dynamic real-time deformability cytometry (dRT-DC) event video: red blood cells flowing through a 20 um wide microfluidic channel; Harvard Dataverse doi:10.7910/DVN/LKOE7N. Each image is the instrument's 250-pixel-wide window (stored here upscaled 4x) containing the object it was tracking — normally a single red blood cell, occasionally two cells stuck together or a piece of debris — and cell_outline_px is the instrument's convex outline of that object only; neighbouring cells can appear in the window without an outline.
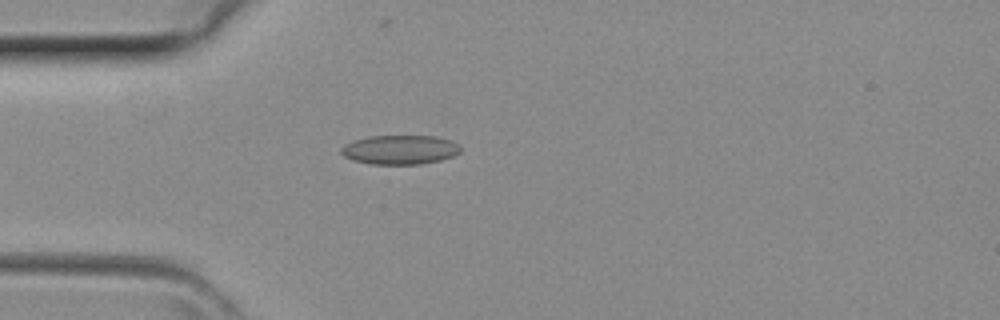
{"species": "common noctule bat (a hibernating species)", "species_latin": "Nyctalus noctula", "temperature_condition": "room temperature", "stored_images_in_passage": 40, "camera_frame_rate_fps": 3000, "um_per_image_px": 0.085, "animal": {"sex": "female", "body_mass_g": 29.2, "forearm_length_mm": 56.3}, "frame": {"image": 1, "passage_image": 10, "time_ms": 3.0, "image_size_px": [1000, 320], "cell_outline_px": [[460, 152], [452, 156], [440, 160], [420, 164], [372, 164], [352, 160], [344, 156], [340, 152], [340, 148], [344, 144], [352, 140], [368, 136], [440, 136], [452, 140], [460, 144]], "centroid_in_image_um": [33.99, 12.71], "position_along_channel_um": 51.0, "area_um2": 20.58}}
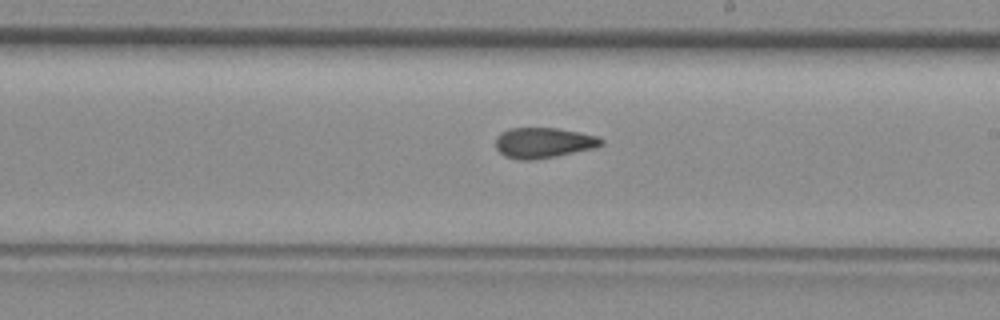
{"frame": {"image": 2, "passage_image": 22, "time_ms": 7.0, "image_size_px": [1000, 320], "cell_outline_px": [[604, 144], [596, 148], [556, 156], [532, 160], [520, 160], [504, 156], [496, 148], [496, 136], [500, 132], [512, 128], [556, 128], [580, 132], [596, 136], [604, 140]], "centroid_in_image_um": [46.2, 12.14], "position_along_channel_um": 242.8, "area_um2": 18.84}}
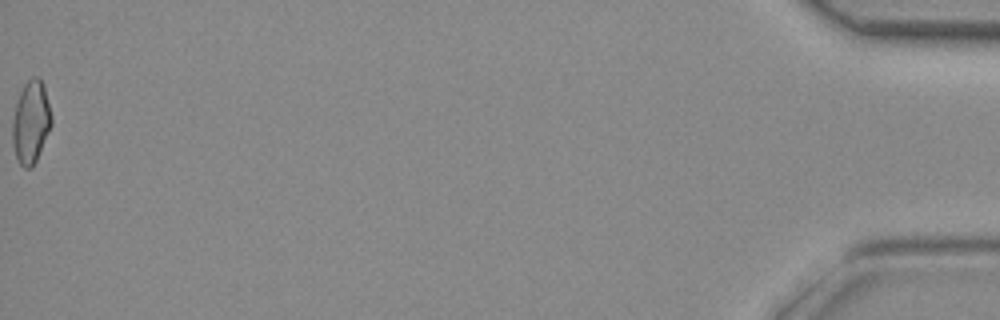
{"frame": {"image": 3, "passage_image": 40, "time_ms": 13.0, "image_size_px": [1000, 320], "cell_outline_px": [[52, 124], [36, 160], [32, 168], [24, 168], [20, 164], [16, 156], [12, 144], [12, 120], [16, 104], [20, 92], [24, 84], [32, 76], [40, 76], [44, 84], [52, 116]], "centroid_in_image_um": [2.63, 10.35], "position_along_channel_um": 432.6, "area_um2": 18.9}}